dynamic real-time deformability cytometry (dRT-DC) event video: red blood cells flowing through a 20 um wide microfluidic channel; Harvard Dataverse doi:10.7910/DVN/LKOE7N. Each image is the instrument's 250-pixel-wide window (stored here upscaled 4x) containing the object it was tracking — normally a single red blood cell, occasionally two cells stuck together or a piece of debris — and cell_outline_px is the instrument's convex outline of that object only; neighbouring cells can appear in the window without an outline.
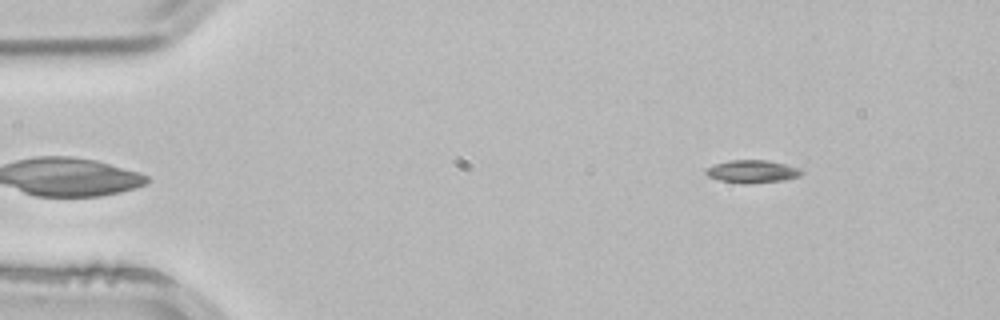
{"species": "common noctule bat (a hibernating species)", "species_latin": "Nyctalus noctula", "temperature_condition": "room temperature", "stored_images_in_passage": 4, "camera_frame_rate_fps": 3000, "um_per_image_px": 0.085, "animal": {"sex": "male", "body_mass_g": 21.5, "forearm_length_mm": 52.0}, "frame": {"image": 1, "passage_image": 4, "time_ms": 1.0, "image_size_px": [1000, 320], "cell_outline_px": [[804, 172], [800, 176], [784, 180], [748, 184], [720, 180], [708, 176], [704, 172], [704, 168], [712, 164], [728, 160], [768, 160], [800, 168]], "centroid_in_image_um": [63.91, 14.56], "position_along_channel_um": 21.1, "area_um2": 12.83}}